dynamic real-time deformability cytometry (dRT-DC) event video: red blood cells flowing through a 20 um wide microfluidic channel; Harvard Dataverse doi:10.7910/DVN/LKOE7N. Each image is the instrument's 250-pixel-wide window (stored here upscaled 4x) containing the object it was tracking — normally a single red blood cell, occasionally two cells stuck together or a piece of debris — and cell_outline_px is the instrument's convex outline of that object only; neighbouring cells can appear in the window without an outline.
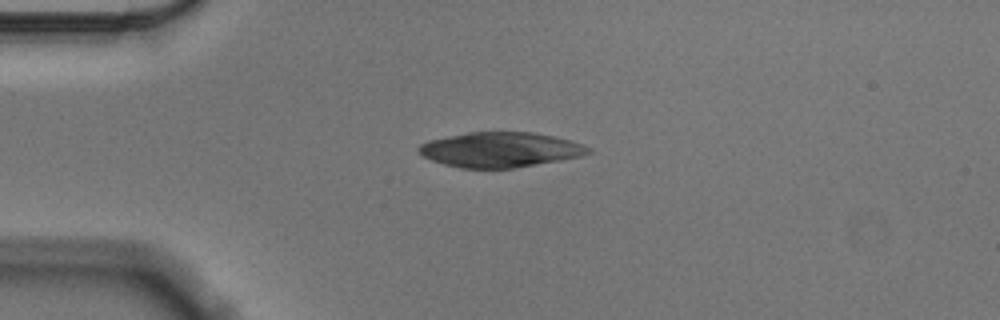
{"species": "Egyptian fruit bat (a non-hibernating species)", "species_latin": "Rousettus aegyptiacus", "temperature_condition": "cold", "stored_images_in_passage": 43, "camera_frame_rate_fps": 3000, "um_per_image_px": 0.085, "animal": {"sex": "male"}, "frame": {"image": 1, "passage_image": 1, "time_ms": 0.0, "image_size_px": [1000, 320], "cell_outline_px": [[592, 152], [580, 156], [560, 160], [516, 168], [460, 168], [444, 164], [432, 160], [424, 156], [416, 148], [420, 144], [428, 140], [468, 132], [532, 132], [552, 136], [568, 140], [592, 148]], "centroid_in_image_um": [42.5, 12.72], "position_along_channel_um": 42.5, "area_um2": 34.39}}